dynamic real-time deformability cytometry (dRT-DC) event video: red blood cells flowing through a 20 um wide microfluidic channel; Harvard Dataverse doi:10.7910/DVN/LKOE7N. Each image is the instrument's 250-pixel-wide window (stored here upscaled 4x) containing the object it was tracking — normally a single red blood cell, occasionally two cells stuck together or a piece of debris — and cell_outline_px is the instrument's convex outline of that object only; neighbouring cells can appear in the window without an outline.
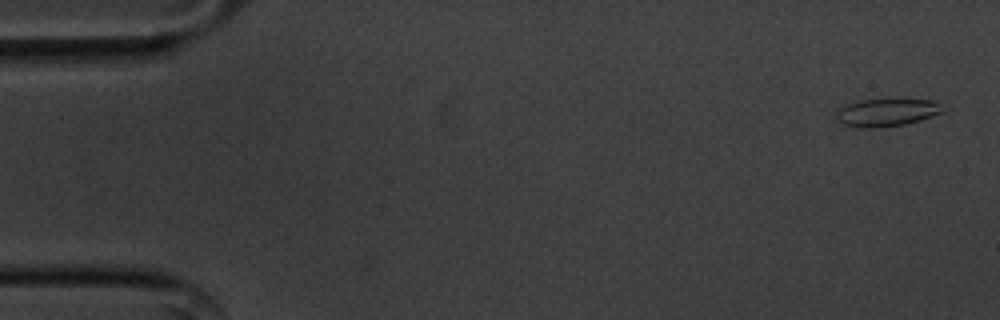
{"species": "common noctule bat (a hibernating species)", "species_latin": "Nyctalus noctula", "temperature_condition": "cold", "stored_images_in_passage": 55, "camera_frame_rate_fps": 3000, "um_per_image_px": 0.085, "animal": {"sex": "male", "body_mass_g": 20.1, "forearm_length_mm": 53.5}, "frame": {"image": 1, "passage_image": 2, "time_ms": 0.333, "image_size_px": [1000, 320], "cell_outline_px": [[940, 112], [932, 116], [920, 120], [904, 124], [876, 128], [868, 128], [844, 124], [836, 120], [836, 108], [860, 100], [896, 96], [936, 100]], "centroid_in_image_um": [75.33, 9.49], "position_along_channel_um": 9.7, "area_um2": 17.8}}
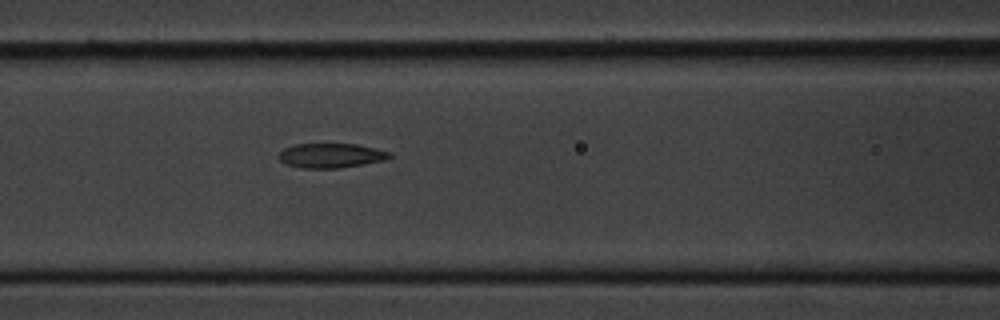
{"frame": {"image": 2, "passage_image": 23, "time_ms": 7.333, "image_size_px": [1000, 320], "cell_outline_px": [[392, 156], [384, 160], [340, 168], [300, 168], [284, 164], [280, 160], [280, 152], [284, 148], [296, 144], [356, 144], [376, 148], [392, 152]], "centroid_in_image_um": [28.14, 13.22], "position_along_channel_um": 138.5, "area_um2": 15.84}}
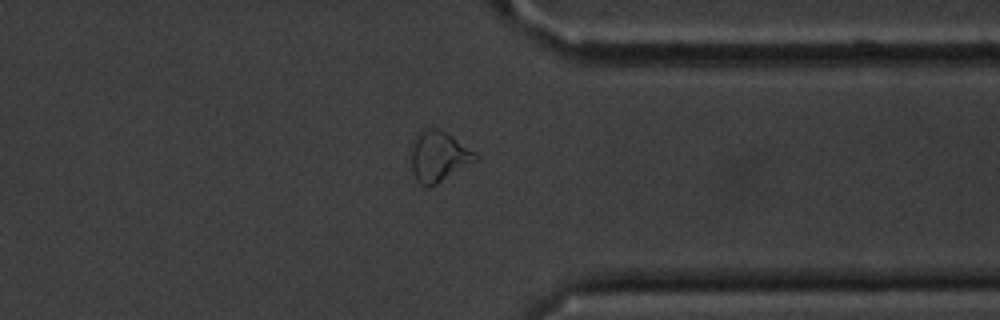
{"frame": {"image": 3, "passage_image": 43, "time_ms": 14.0, "image_size_px": [1000, 320], "cell_outline_px": [[480, 160], [436, 184], [428, 188], [420, 184], [416, 180], [412, 172], [412, 136], [420, 128], [436, 128], [444, 132], [476, 152], [480, 156]], "centroid_in_image_um": [37.28, 13.29], "position_along_channel_um": 374.1, "area_um2": 19.31}, "authors_computed_cell_mechanics": {"area_um2": 16.8198, "velocity_mm_per_s": 3.5911, "shape_relaxation_time_tau1_ms": null, "shape_relaxation_time_tau2_ms": 3.5016, "deformation_change_tau1": null, "deformation_change_tau2": 0.1055}}